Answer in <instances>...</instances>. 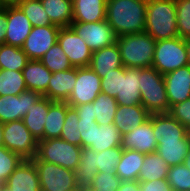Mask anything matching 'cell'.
<instances>
[{
  "mask_svg": "<svg viewBox=\"0 0 190 191\" xmlns=\"http://www.w3.org/2000/svg\"><path fill=\"white\" fill-rule=\"evenodd\" d=\"M98 172V168L95 166V151L91 148H83L80 154L79 165L74 170L78 189L91 186Z\"/></svg>",
  "mask_w": 190,
  "mask_h": 191,
  "instance_id": "cell-30",
  "label": "cell"
},
{
  "mask_svg": "<svg viewBox=\"0 0 190 191\" xmlns=\"http://www.w3.org/2000/svg\"><path fill=\"white\" fill-rule=\"evenodd\" d=\"M69 107L66 102L59 101H54L49 106L44 124V140L60 138Z\"/></svg>",
  "mask_w": 190,
  "mask_h": 191,
  "instance_id": "cell-29",
  "label": "cell"
},
{
  "mask_svg": "<svg viewBox=\"0 0 190 191\" xmlns=\"http://www.w3.org/2000/svg\"><path fill=\"white\" fill-rule=\"evenodd\" d=\"M145 32L155 41L179 37L175 0H148Z\"/></svg>",
  "mask_w": 190,
  "mask_h": 191,
  "instance_id": "cell-3",
  "label": "cell"
},
{
  "mask_svg": "<svg viewBox=\"0 0 190 191\" xmlns=\"http://www.w3.org/2000/svg\"><path fill=\"white\" fill-rule=\"evenodd\" d=\"M18 154L0 146V185H3L9 176L15 171L23 161Z\"/></svg>",
  "mask_w": 190,
  "mask_h": 191,
  "instance_id": "cell-40",
  "label": "cell"
},
{
  "mask_svg": "<svg viewBox=\"0 0 190 191\" xmlns=\"http://www.w3.org/2000/svg\"><path fill=\"white\" fill-rule=\"evenodd\" d=\"M115 99L118 105L141 104L140 69L125 67L121 71L120 94H117Z\"/></svg>",
  "mask_w": 190,
  "mask_h": 191,
  "instance_id": "cell-20",
  "label": "cell"
},
{
  "mask_svg": "<svg viewBox=\"0 0 190 191\" xmlns=\"http://www.w3.org/2000/svg\"><path fill=\"white\" fill-rule=\"evenodd\" d=\"M0 146H3V124L0 123Z\"/></svg>",
  "mask_w": 190,
  "mask_h": 191,
  "instance_id": "cell-53",
  "label": "cell"
},
{
  "mask_svg": "<svg viewBox=\"0 0 190 191\" xmlns=\"http://www.w3.org/2000/svg\"><path fill=\"white\" fill-rule=\"evenodd\" d=\"M117 191H140V182L135 181H122Z\"/></svg>",
  "mask_w": 190,
  "mask_h": 191,
  "instance_id": "cell-48",
  "label": "cell"
},
{
  "mask_svg": "<svg viewBox=\"0 0 190 191\" xmlns=\"http://www.w3.org/2000/svg\"><path fill=\"white\" fill-rule=\"evenodd\" d=\"M121 183L122 180L116 174L98 172L91 186L97 191H117Z\"/></svg>",
  "mask_w": 190,
  "mask_h": 191,
  "instance_id": "cell-43",
  "label": "cell"
},
{
  "mask_svg": "<svg viewBox=\"0 0 190 191\" xmlns=\"http://www.w3.org/2000/svg\"><path fill=\"white\" fill-rule=\"evenodd\" d=\"M3 185L11 191H41L34 162L23 160Z\"/></svg>",
  "mask_w": 190,
  "mask_h": 191,
  "instance_id": "cell-19",
  "label": "cell"
},
{
  "mask_svg": "<svg viewBox=\"0 0 190 191\" xmlns=\"http://www.w3.org/2000/svg\"><path fill=\"white\" fill-rule=\"evenodd\" d=\"M151 122L157 140V151L167 163L183 164L190 148V131L169 113L152 114Z\"/></svg>",
  "mask_w": 190,
  "mask_h": 191,
  "instance_id": "cell-1",
  "label": "cell"
},
{
  "mask_svg": "<svg viewBox=\"0 0 190 191\" xmlns=\"http://www.w3.org/2000/svg\"><path fill=\"white\" fill-rule=\"evenodd\" d=\"M78 191H97V190L94 189L92 186H85V187L79 188Z\"/></svg>",
  "mask_w": 190,
  "mask_h": 191,
  "instance_id": "cell-52",
  "label": "cell"
},
{
  "mask_svg": "<svg viewBox=\"0 0 190 191\" xmlns=\"http://www.w3.org/2000/svg\"><path fill=\"white\" fill-rule=\"evenodd\" d=\"M57 43L68 57L72 67H89L92 51L71 27H62L59 29Z\"/></svg>",
  "mask_w": 190,
  "mask_h": 191,
  "instance_id": "cell-13",
  "label": "cell"
},
{
  "mask_svg": "<svg viewBox=\"0 0 190 191\" xmlns=\"http://www.w3.org/2000/svg\"><path fill=\"white\" fill-rule=\"evenodd\" d=\"M52 73L69 70L72 65L61 46L56 43L39 59Z\"/></svg>",
  "mask_w": 190,
  "mask_h": 191,
  "instance_id": "cell-36",
  "label": "cell"
},
{
  "mask_svg": "<svg viewBox=\"0 0 190 191\" xmlns=\"http://www.w3.org/2000/svg\"><path fill=\"white\" fill-rule=\"evenodd\" d=\"M53 102L43 96L37 103L32 105L27 114L22 118L23 123L37 141L44 140L46 114H48L49 106Z\"/></svg>",
  "mask_w": 190,
  "mask_h": 191,
  "instance_id": "cell-26",
  "label": "cell"
},
{
  "mask_svg": "<svg viewBox=\"0 0 190 191\" xmlns=\"http://www.w3.org/2000/svg\"><path fill=\"white\" fill-rule=\"evenodd\" d=\"M70 27L88 45L92 52L116 43L117 36L106 20L94 23L72 22Z\"/></svg>",
  "mask_w": 190,
  "mask_h": 191,
  "instance_id": "cell-12",
  "label": "cell"
},
{
  "mask_svg": "<svg viewBox=\"0 0 190 191\" xmlns=\"http://www.w3.org/2000/svg\"><path fill=\"white\" fill-rule=\"evenodd\" d=\"M125 67L111 69V72L107 73L101 78V91L102 93L116 98L117 94H120L121 85V71Z\"/></svg>",
  "mask_w": 190,
  "mask_h": 191,
  "instance_id": "cell-42",
  "label": "cell"
},
{
  "mask_svg": "<svg viewBox=\"0 0 190 191\" xmlns=\"http://www.w3.org/2000/svg\"><path fill=\"white\" fill-rule=\"evenodd\" d=\"M36 166L41 191H78L74 171L41 160H32Z\"/></svg>",
  "mask_w": 190,
  "mask_h": 191,
  "instance_id": "cell-10",
  "label": "cell"
},
{
  "mask_svg": "<svg viewBox=\"0 0 190 191\" xmlns=\"http://www.w3.org/2000/svg\"><path fill=\"white\" fill-rule=\"evenodd\" d=\"M73 108L76 110L79 119L96 120L93 112V103H85Z\"/></svg>",
  "mask_w": 190,
  "mask_h": 191,
  "instance_id": "cell-46",
  "label": "cell"
},
{
  "mask_svg": "<svg viewBox=\"0 0 190 191\" xmlns=\"http://www.w3.org/2000/svg\"><path fill=\"white\" fill-rule=\"evenodd\" d=\"M26 90L22 71L0 69V96L19 95Z\"/></svg>",
  "mask_w": 190,
  "mask_h": 191,
  "instance_id": "cell-34",
  "label": "cell"
},
{
  "mask_svg": "<svg viewBox=\"0 0 190 191\" xmlns=\"http://www.w3.org/2000/svg\"><path fill=\"white\" fill-rule=\"evenodd\" d=\"M188 65L186 39L174 37L156 41L152 67L165 75Z\"/></svg>",
  "mask_w": 190,
  "mask_h": 191,
  "instance_id": "cell-8",
  "label": "cell"
},
{
  "mask_svg": "<svg viewBox=\"0 0 190 191\" xmlns=\"http://www.w3.org/2000/svg\"><path fill=\"white\" fill-rule=\"evenodd\" d=\"M121 147L125 150H136L144 154L157 151V140L154 136L151 115L139 127L122 135Z\"/></svg>",
  "mask_w": 190,
  "mask_h": 191,
  "instance_id": "cell-16",
  "label": "cell"
},
{
  "mask_svg": "<svg viewBox=\"0 0 190 191\" xmlns=\"http://www.w3.org/2000/svg\"><path fill=\"white\" fill-rule=\"evenodd\" d=\"M101 91V78L90 68H76V82L66 103L75 107L92 103Z\"/></svg>",
  "mask_w": 190,
  "mask_h": 191,
  "instance_id": "cell-11",
  "label": "cell"
},
{
  "mask_svg": "<svg viewBox=\"0 0 190 191\" xmlns=\"http://www.w3.org/2000/svg\"><path fill=\"white\" fill-rule=\"evenodd\" d=\"M0 191H11V190L6 188L4 185H0Z\"/></svg>",
  "mask_w": 190,
  "mask_h": 191,
  "instance_id": "cell-54",
  "label": "cell"
},
{
  "mask_svg": "<svg viewBox=\"0 0 190 191\" xmlns=\"http://www.w3.org/2000/svg\"><path fill=\"white\" fill-rule=\"evenodd\" d=\"M169 114L190 131V98L173 105Z\"/></svg>",
  "mask_w": 190,
  "mask_h": 191,
  "instance_id": "cell-44",
  "label": "cell"
},
{
  "mask_svg": "<svg viewBox=\"0 0 190 191\" xmlns=\"http://www.w3.org/2000/svg\"><path fill=\"white\" fill-rule=\"evenodd\" d=\"M23 0H0L1 7L5 6H16L21 3Z\"/></svg>",
  "mask_w": 190,
  "mask_h": 191,
  "instance_id": "cell-49",
  "label": "cell"
},
{
  "mask_svg": "<svg viewBox=\"0 0 190 191\" xmlns=\"http://www.w3.org/2000/svg\"><path fill=\"white\" fill-rule=\"evenodd\" d=\"M81 137V147L94 151L121 146L122 135L113 124L99 125L96 120L79 119L78 126Z\"/></svg>",
  "mask_w": 190,
  "mask_h": 191,
  "instance_id": "cell-7",
  "label": "cell"
},
{
  "mask_svg": "<svg viewBox=\"0 0 190 191\" xmlns=\"http://www.w3.org/2000/svg\"><path fill=\"white\" fill-rule=\"evenodd\" d=\"M188 65H190V38L186 39Z\"/></svg>",
  "mask_w": 190,
  "mask_h": 191,
  "instance_id": "cell-51",
  "label": "cell"
},
{
  "mask_svg": "<svg viewBox=\"0 0 190 191\" xmlns=\"http://www.w3.org/2000/svg\"><path fill=\"white\" fill-rule=\"evenodd\" d=\"M7 23V6L0 7V45L5 44Z\"/></svg>",
  "mask_w": 190,
  "mask_h": 191,
  "instance_id": "cell-47",
  "label": "cell"
},
{
  "mask_svg": "<svg viewBox=\"0 0 190 191\" xmlns=\"http://www.w3.org/2000/svg\"><path fill=\"white\" fill-rule=\"evenodd\" d=\"M33 27L53 25L44 10L41 0H23L17 5Z\"/></svg>",
  "mask_w": 190,
  "mask_h": 191,
  "instance_id": "cell-35",
  "label": "cell"
},
{
  "mask_svg": "<svg viewBox=\"0 0 190 191\" xmlns=\"http://www.w3.org/2000/svg\"><path fill=\"white\" fill-rule=\"evenodd\" d=\"M76 82V67L69 70L52 73L47 98L51 101L66 102L73 91Z\"/></svg>",
  "mask_w": 190,
  "mask_h": 191,
  "instance_id": "cell-21",
  "label": "cell"
},
{
  "mask_svg": "<svg viewBox=\"0 0 190 191\" xmlns=\"http://www.w3.org/2000/svg\"><path fill=\"white\" fill-rule=\"evenodd\" d=\"M164 81L170 108L190 98V65L165 74Z\"/></svg>",
  "mask_w": 190,
  "mask_h": 191,
  "instance_id": "cell-18",
  "label": "cell"
},
{
  "mask_svg": "<svg viewBox=\"0 0 190 191\" xmlns=\"http://www.w3.org/2000/svg\"><path fill=\"white\" fill-rule=\"evenodd\" d=\"M141 104L152 114L169 113L164 75L154 67L140 68Z\"/></svg>",
  "mask_w": 190,
  "mask_h": 191,
  "instance_id": "cell-5",
  "label": "cell"
},
{
  "mask_svg": "<svg viewBox=\"0 0 190 191\" xmlns=\"http://www.w3.org/2000/svg\"><path fill=\"white\" fill-rule=\"evenodd\" d=\"M29 61L27 55L19 47L0 45V69L22 71Z\"/></svg>",
  "mask_w": 190,
  "mask_h": 191,
  "instance_id": "cell-33",
  "label": "cell"
},
{
  "mask_svg": "<svg viewBox=\"0 0 190 191\" xmlns=\"http://www.w3.org/2000/svg\"><path fill=\"white\" fill-rule=\"evenodd\" d=\"M140 191H172L166 179L140 182Z\"/></svg>",
  "mask_w": 190,
  "mask_h": 191,
  "instance_id": "cell-45",
  "label": "cell"
},
{
  "mask_svg": "<svg viewBox=\"0 0 190 191\" xmlns=\"http://www.w3.org/2000/svg\"><path fill=\"white\" fill-rule=\"evenodd\" d=\"M148 0H107L106 21L116 36L145 31Z\"/></svg>",
  "mask_w": 190,
  "mask_h": 191,
  "instance_id": "cell-2",
  "label": "cell"
},
{
  "mask_svg": "<svg viewBox=\"0 0 190 191\" xmlns=\"http://www.w3.org/2000/svg\"><path fill=\"white\" fill-rule=\"evenodd\" d=\"M169 166L158 153L145 154L143 165L138 176L139 182L166 179Z\"/></svg>",
  "mask_w": 190,
  "mask_h": 191,
  "instance_id": "cell-31",
  "label": "cell"
},
{
  "mask_svg": "<svg viewBox=\"0 0 190 191\" xmlns=\"http://www.w3.org/2000/svg\"><path fill=\"white\" fill-rule=\"evenodd\" d=\"M166 180L172 191H190V170L184 164L170 166Z\"/></svg>",
  "mask_w": 190,
  "mask_h": 191,
  "instance_id": "cell-38",
  "label": "cell"
},
{
  "mask_svg": "<svg viewBox=\"0 0 190 191\" xmlns=\"http://www.w3.org/2000/svg\"><path fill=\"white\" fill-rule=\"evenodd\" d=\"M93 103V112L99 125L114 123L115 113L118 107L114 97L99 93Z\"/></svg>",
  "mask_w": 190,
  "mask_h": 191,
  "instance_id": "cell-32",
  "label": "cell"
},
{
  "mask_svg": "<svg viewBox=\"0 0 190 191\" xmlns=\"http://www.w3.org/2000/svg\"><path fill=\"white\" fill-rule=\"evenodd\" d=\"M51 23L60 28L70 27L73 22L72 0H41Z\"/></svg>",
  "mask_w": 190,
  "mask_h": 191,
  "instance_id": "cell-28",
  "label": "cell"
},
{
  "mask_svg": "<svg viewBox=\"0 0 190 191\" xmlns=\"http://www.w3.org/2000/svg\"><path fill=\"white\" fill-rule=\"evenodd\" d=\"M42 97L41 93L32 90H26L19 95L0 96V123L21 120Z\"/></svg>",
  "mask_w": 190,
  "mask_h": 191,
  "instance_id": "cell-14",
  "label": "cell"
},
{
  "mask_svg": "<svg viewBox=\"0 0 190 191\" xmlns=\"http://www.w3.org/2000/svg\"><path fill=\"white\" fill-rule=\"evenodd\" d=\"M149 116L150 114L142 104L118 105L113 124L118 128L121 135H124L131 132L133 128L139 127Z\"/></svg>",
  "mask_w": 190,
  "mask_h": 191,
  "instance_id": "cell-22",
  "label": "cell"
},
{
  "mask_svg": "<svg viewBox=\"0 0 190 191\" xmlns=\"http://www.w3.org/2000/svg\"><path fill=\"white\" fill-rule=\"evenodd\" d=\"M78 122L79 117L76 110L73 107H69L67 109V114L60 138L81 147L80 131L77 127Z\"/></svg>",
  "mask_w": 190,
  "mask_h": 191,
  "instance_id": "cell-39",
  "label": "cell"
},
{
  "mask_svg": "<svg viewBox=\"0 0 190 191\" xmlns=\"http://www.w3.org/2000/svg\"><path fill=\"white\" fill-rule=\"evenodd\" d=\"M37 139L21 120L3 124V146L24 160H32L37 152Z\"/></svg>",
  "mask_w": 190,
  "mask_h": 191,
  "instance_id": "cell-9",
  "label": "cell"
},
{
  "mask_svg": "<svg viewBox=\"0 0 190 191\" xmlns=\"http://www.w3.org/2000/svg\"><path fill=\"white\" fill-rule=\"evenodd\" d=\"M145 154L136 150H125L116 167V175L122 181L138 180L140 169L143 165Z\"/></svg>",
  "mask_w": 190,
  "mask_h": 191,
  "instance_id": "cell-27",
  "label": "cell"
},
{
  "mask_svg": "<svg viewBox=\"0 0 190 191\" xmlns=\"http://www.w3.org/2000/svg\"><path fill=\"white\" fill-rule=\"evenodd\" d=\"M123 148L112 147L101 152L95 151V166H97L99 172H105L108 174H116V167L121 159Z\"/></svg>",
  "mask_w": 190,
  "mask_h": 191,
  "instance_id": "cell-37",
  "label": "cell"
},
{
  "mask_svg": "<svg viewBox=\"0 0 190 191\" xmlns=\"http://www.w3.org/2000/svg\"><path fill=\"white\" fill-rule=\"evenodd\" d=\"M82 149L61 138L39 140L32 160L46 161L74 171L79 165Z\"/></svg>",
  "mask_w": 190,
  "mask_h": 191,
  "instance_id": "cell-6",
  "label": "cell"
},
{
  "mask_svg": "<svg viewBox=\"0 0 190 191\" xmlns=\"http://www.w3.org/2000/svg\"><path fill=\"white\" fill-rule=\"evenodd\" d=\"M124 67H152L156 41L145 31L117 37L116 41Z\"/></svg>",
  "mask_w": 190,
  "mask_h": 191,
  "instance_id": "cell-4",
  "label": "cell"
},
{
  "mask_svg": "<svg viewBox=\"0 0 190 191\" xmlns=\"http://www.w3.org/2000/svg\"><path fill=\"white\" fill-rule=\"evenodd\" d=\"M73 22L94 23L106 20L107 0H72Z\"/></svg>",
  "mask_w": 190,
  "mask_h": 191,
  "instance_id": "cell-25",
  "label": "cell"
},
{
  "mask_svg": "<svg viewBox=\"0 0 190 191\" xmlns=\"http://www.w3.org/2000/svg\"><path fill=\"white\" fill-rule=\"evenodd\" d=\"M32 27L30 21L17 5L7 6L6 45L21 48Z\"/></svg>",
  "mask_w": 190,
  "mask_h": 191,
  "instance_id": "cell-17",
  "label": "cell"
},
{
  "mask_svg": "<svg viewBox=\"0 0 190 191\" xmlns=\"http://www.w3.org/2000/svg\"><path fill=\"white\" fill-rule=\"evenodd\" d=\"M60 27L56 25L32 27L21 49L29 60H39L53 45L58 42Z\"/></svg>",
  "mask_w": 190,
  "mask_h": 191,
  "instance_id": "cell-15",
  "label": "cell"
},
{
  "mask_svg": "<svg viewBox=\"0 0 190 191\" xmlns=\"http://www.w3.org/2000/svg\"><path fill=\"white\" fill-rule=\"evenodd\" d=\"M22 73L27 90L41 93L44 97H47L52 72L40 60H29Z\"/></svg>",
  "mask_w": 190,
  "mask_h": 191,
  "instance_id": "cell-24",
  "label": "cell"
},
{
  "mask_svg": "<svg viewBox=\"0 0 190 191\" xmlns=\"http://www.w3.org/2000/svg\"><path fill=\"white\" fill-rule=\"evenodd\" d=\"M183 164L190 170V148L184 158Z\"/></svg>",
  "mask_w": 190,
  "mask_h": 191,
  "instance_id": "cell-50",
  "label": "cell"
},
{
  "mask_svg": "<svg viewBox=\"0 0 190 191\" xmlns=\"http://www.w3.org/2000/svg\"><path fill=\"white\" fill-rule=\"evenodd\" d=\"M123 66L119 47L117 43L92 52L89 67L100 77L103 78L111 69Z\"/></svg>",
  "mask_w": 190,
  "mask_h": 191,
  "instance_id": "cell-23",
  "label": "cell"
},
{
  "mask_svg": "<svg viewBox=\"0 0 190 191\" xmlns=\"http://www.w3.org/2000/svg\"><path fill=\"white\" fill-rule=\"evenodd\" d=\"M177 31L182 39L190 38V0H175Z\"/></svg>",
  "mask_w": 190,
  "mask_h": 191,
  "instance_id": "cell-41",
  "label": "cell"
}]
</instances>
